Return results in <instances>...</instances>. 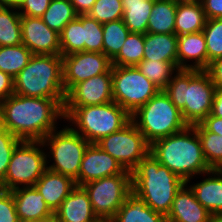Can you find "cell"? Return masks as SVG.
Segmentation results:
<instances>
[{"label": "cell", "instance_id": "obj_10", "mask_svg": "<svg viewBox=\"0 0 222 222\" xmlns=\"http://www.w3.org/2000/svg\"><path fill=\"white\" fill-rule=\"evenodd\" d=\"M159 91L136 66H112L113 101L130 115Z\"/></svg>", "mask_w": 222, "mask_h": 222}, {"label": "cell", "instance_id": "obj_44", "mask_svg": "<svg viewBox=\"0 0 222 222\" xmlns=\"http://www.w3.org/2000/svg\"><path fill=\"white\" fill-rule=\"evenodd\" d=\"M14 94L13 78L0 70V102Z\"/></svg>", "mask_w": 222, "mask_h": 222}, {"label": "cell", "instance_id": "obj_32", "mask_svg": "<svg viewBox=\"0 0 222 222\" xmlns=\"http://www.w3.org/2000/svg\"><path fill=\"white\" fill-rule=\"evenodd\" d=\"M136 67L160 90L166 88L173 75L179 70L173 63L156 60H142Z\"/></svg>", "mask_w": 222, "mask_h": 222}, {"label": "cell", "instance_id": "obj_28", "mask_svg": "<svg viewBox=\"0 0 222 222\" xmlns=\"http://www.w3.org/2000/svg\"><path fill=\"white\" fill-rule=\"evenodd\" d=\"M22 44L21 15L18 8L0 5V47Z\"/></svg>", "mask_w": 222, "mask_h": 222}, {"label": "cell", "instance_id": "obj_12", "mask_svg": "<svg viewBox=\"0 0 222 222\" xmlns=\"http://www.w3.org/2000/svg\"><path fill=\"white\" fill-rule=\"evenodd\" d=\"M96 144L129 172L150 152V145L132 121Z\"/></svg>", "mask_w": 222, "mask_h": 222}, {"label": "cell", "instance_id": "obj_11", "mask_svg": "<svg viewBox=\"0 0 222 222\" xmlns=\"http://www.w3.org/2000/svg\"><path fill=\"white\" fill-rule=\"evenodd\" d=\"M82 187L89 196L94 214L110 221L132 192L131 174H118L88 182Z\"/></svg>", "mask_w": 222, "mask_h": 222}, {"label": "cell", "instance_id": "obj_23", "mask_svg": "<svg viewBox=\"0 0 222 222\" xmlns=\"http://www.w3.org/2000/svg\"><path fill=\"white\" fill-rule=\"evenodd\" d=\"M178 38L175 33H145L143 60L165 61L178 68Z\"/></svg>", "mask_w": 222, "mask_h": 222}, {"label": "cell", "instance_id": "obj_34", "mask_svg": "<svg viewBox=\"0 0 222 222\" xmlns=\"http://www.w3.org/2000/svg\"><path fill=\"white\" fill-rule=\"evenodd\" d=\"M201 140L202 150L207 164L212 169L222 165V136L207 131L201 124L194 125Z\"/></svg>", "mask_w": 222, "mask_h": 222}, {"label": "cell", "instance_id": "obj_9", "mask_svg": "<svg viewBox=\"0 0 222 222\" xmlns=\"http://www.w3.org/2000/svg\"><path fill=\"white\" fill-rule=\"evenodd\" d=\"M42 141L22 140L12 154L1 189L32 187L47 169V155Z\"/></svg>", "mask_w": 222, "mask_h": 222}, {"label": "cell", "instance_id": "obj_50", "mask_svg": "<svg viewBox=\"0 0 222 222\" xmlns=\"http://www.w3.org/2000/svg\"><path fill=\"white\" fill-rule=\"evenodd\" d=\"M209 222H222V216H213Z\"/></svg>", "mask_w": 222, "mask_h": 222}, {"label": "cell", "instance_id": "obj_2", "mask_svg": "<svg viewBox=\"0 0 222 222\" xmlns=\"http://www.w3.org/2000/svg\"><path fill=\"white\" fill-rule=\"evenodd\" d=\"M150 152L161 165L166 166L184 182L191 181L212 168L205 159L201 140L194 126L156 140ZM195 175V176H194ZM199 175V176H198Z\"/></svg>", "mask_w": 222, "mask_h": 222}, {"label": "cell", "instance_id": "obj_29", "mask_svg": "<svg viewBox=\"0 0 222 222\" xmlns=\"http://www.w3.org/2000/svg\"><path fill=\"white\" fill-rule=\"evenodd\" d=\"M77 17L78 14L70 0H51L41 19L50 29L60 34L64 27Z\"/></svg>", "mask_w": 222, "mask_h": 222}, {"label": "cell", "instance_id": "obj_37", "mask_svg": "<svg viewBox=\"0 0 222 222\" xmlns=\"http://www.w3.org/2000/svg\"><path fill=\"white\" fill-rule=\"evenodd\" d=\"M77 18L84 25L85 51L103 53V24L87 14Z\"/></svg>", "mask_w": 222, "mask_h": 222}, {"label": "cell", "instance_id": "obj_16", "mask_svg": "<svg viewBox=\"0 0 222 222\" xmlns=\"http://www.w3.org/2000/svg\"><path fill=\"white\" fill-rule=\"evenodd\" d=\"M131 174L126 171L110 154L97 144H89L86 148L79 171V186L103 177Z\"/></svg>", "mask_w": 222, "mask_h": 222}, {"label": "cell", "instance_id": "obj_25", "mask_svg": "<svg viewBox=\"0 0 222 222\" xmlns=\"http://www.w3.org/2000/svg\"><path fill=\"white\" fill-rule=\"evenodd\" d=\"M111 222H167L166 217L152 210L133 191L119 208Z\"/></svg>", "mask_w": 222, "mask_h": 222}, {"label": "cell", "instance_id": "obj_33", "mask_svg": "<svg viewBox=\"0 0 222 222\" xmlns=\"http://www.w3.org/2000/svg\"><path fill=\"white\" fill-rule=\"evenodd\" d=\"M129 33L123 19L103 24V53L110 60L119 53Z\"/></svg>", "mask_w": 222, "mask_h": 222}, {"label": "cell", "instance_id": "obj_1", "mask_svg": "<svg viewBox=\"0 0 222 222\" xmlns=\"http://www.w3.org/2000/svg\"><path fill=\"white\" fill-rule=\"evenodd\" d=\"M65 99L26 97L13 94L0 102V126L20 140L42 141L65 119Z\"/></svg>", "mask_w": 222, "mask_h": 222}, {"label": "cell", "instance_id": "obj_8", "mask_svg": "<svg viewBox=\"0 0 222 222\" xmlns=\"http://www.w3.org/2000/svg\"><path fill=\"white\" fill-rule=\"evenodd\" d=\"M57 130L42 140L44 148L48 146L49 149V152H46L47 169L72 178L79 186L81 161L90 143L69 125ZM50 157L53 158L52 164L49 161Z\"/></svg>", "mask_w": 222, "mask_h": 222}, {"label": "cell", "instance_id": "obj_48", "mask_svg": "<svg viewBox=\"0 0 222 222\" xmlns=\"http://www.w3.org/2000/svg\"><path fill=\"white\" fill-rule=\"evenodd\" d=\"M23 0H0V5H10L17 7Z\"/></svg>", "mask_w": 222, "mask_h": 222}, {"label": "cell", "instance_id": "obj_22", "mask_svg": "<svg viewBox=\"0 0 222 222\" xmlns=\"http://www.w3.org/2000/svg\"><path fill=\"white\" fill-rule=\"evenodd\" d=\"M204 175L208 178L204 177V180L194 184L187 181L186 184L193 191L196 200L212 216H222V174L218 169H211Z\"/></svg>", "mask_w": 222, "mask_h": 222}, {"label": "cell", "instance_id": "obj_52", "mask_svg": "<svg viewBox=\"0 0 222 222\" xmlns=\"http://www.w3.org/2000/svg\"><path fill=\"white\" fill-rule=\"evenodd\" d=\"M218 170H219L220 173L222 174V165L218 168Z\"/></svg>", "mask_w": 222, "mask_h": 222}, {"label": "cell", "instance_id": "obj_40", "mask_svg": "<svg viewBox=\"0 0 222 222\" xmlns=\"http://www.w3.org/2000/svg\"><path fill=\"white\" fill-rule=\"evenodd\" d=\"M0 222H19L11 191L0 188Z\"/></svg>", "mask_w": 222, "mask_h": 222}, {"label": "cell", "instance_id": "obj_19", "mask_svg": "<svg viewBox=\"0 0 222 222\" xmlns=\"http://www.w3.org/2000/svg\"><path fill=\"white\" fill-rule=\"evenodd\" d=\"M34 187L42 194L50 210L55 213L76 187V182L68 176L46 169Z\"/></svg>", "mask_w": 222, "mask_h": 222}, {"label": "cell", "instance_id": "obj_27", "mask_svg": "<svg viewBox=\"0 0 222 222\" xmlns=\"http://www.w3.org/2000/svg\"><path fill=\"white\" fill-rule=\"evenodd\" d=\"M177 2L170 0H155L148 19V33H175V16Z\"/></svg>", "mask_w": 222, "mask_h": 222}, {"label": "cell", "instance_id": "obj_5", "mask_svg": "<svg viewBox=\"0 0 222 222\" xmlns=\"http://www.w3.org/2000/svg\"><path fill=\"white\" fill-rule=\"evenodd\" d=\"M13 80L17 95L65 99L62 55L33 54Z\"/></svg>", "mask_w": 222, "mask_h": 222}, {"label": "cell", "instance_id": "obj_35", "mask_svg": "<svg viewBox=\"0 0 222 222\" xmlns=\"http://www.w3.org/2000/svg\"><path fill=\"white\" fill-rule=\"evenodd\" d=\"M61 55L85 51L84 25L78 19L70 21L60 33Z\"/></svg>", "mask_w": 222, "mask_h": 222}, {"label": "cell", "instance_id": "obj_17", "mask_svg": "<svg viewBox=\"0 0 222 222\" xmlns=\"http://www.w3.org/2000/svg\"><path fill=\"white\" fill-rule=\"evenodd\" d=\"M213 216L195 198L193 191L185 183L176 193L167 222H209Z\"/></svg>", "mask_w": 222, "mask_h": 222}, {"label": "cell", "instance_id": "obj_21", "mask_svg": "<svg viewBox=\"0 0 222 222\" xmlns=\"http://www.w3.org/2000/svg\"><path fill=\"white\" fill-rule=\"evenodd\" d=\"M19 220L53 219L54 213L47 206L42 194L32 187L10 190Z\"/></svg>", "mask_w": 222, "mask_h": 222}, {"label": "cell", "instance_id": "obj_13", "mask_svg": "<svg viewBox=\"0 0 222 222\" xmlns=\"http://www.w3.org/2000/svg\"><path fill=\"white\" fill-rule=\"evenodd\" d=\"M62 60L65 93L93 76L112 73V62L104 53L80 51L62 56Z\"/></svg>", "mask_w": 222, "mask_h": 222}, {"label": "cell", "instance_id": "obj_26", "mask_svg": "<svg viewBox=\"0 0 222 222\" xmlns=\"http://www.w3.org/2000/svg\"><path fill=\"white\" fill-rule=\"evenodd\" d=\"M155 0H122L123 21L130 32L147 33L148 19Z\"/></svg>", "mask_w": 222, "mask_h": 222}, {"label": "cell", "instance_id": "obj_36", "mask_svg": "<svg viewBox=\"0 0 222 222\" xmlns=\"http://www.w3.org/2000/svg\"><path fill=\"white\" fill-rule=\"evenodd\" d=\"M202 32L206 39L209 65L211 61L222 58V18L207 19Z\"/></svg>", "mask_w": 222, "mask_h": 222}, {"label": "cell", "instance_id": "obj_41", "mask_svg": "<svg viewBox=\"0 0 222 222\" xmlns=\"http://www.w3.org/2000/svg\"><path fill=\"white\" fill-rule=\"evenodd\" d=\"M51 0H23L18 6V11L20 15L30 16V17H41Z\"/></svg>", "mask_w": 222, "mask_h": 222}, {"label": "cell", "instance_id": "obj_51", "mask_svg": "<svg viewBox=\"0 0 222 222\" xmlns=\"http://www.w3.org/2000/svg\"><path fill=\"white\" fill-rule=\"evenodd\" d=\"M170 1H175V2H187V1H191V0H170Z\"/></svg>", "mask_w": 222, "mask_h": 222}, {"label": "cell", "instance_id": "obj_45", "mask_svg": "<svg viewBox=\"0 0 222 222\" xmlns=\"http://www.w3.org/2000/svg\"><path fill=\"white\" fill-rule=\"evenodd\" d=\"M200 124L207 131L222 136V118L209 114Z\"/></svg>", "mask_w": 222, "mask_h": 222}, {"label": "cell", "instance_id": "obj_15", "mask_svg": "<svg viewBox=\"0 0 222 222\" xmlns=\"http://www.w3.org/2000/svg\"><path fill=\"white\" fill-rule=\"evenodd\" d=\"M22 44L32 54L61 55L60 34L50 29L41 17L21 15Z\"/></svg>", "mask_w": 222, "mask_h": 222}, {"label": "cell", "instance_id": "obj_38", "mask_svg": "<svg viewBox=\"0 0 222 222\" xmlns=\"http://www.w3.org/2000/svg\"><path fill=\"white\" fill-rule=\"evenodd\" d=\"M87 15L101 24L123 19L122 0H96Z\"/></svg>", "mask_w": 222, "mask_h": 222}, {"label": "cell", "instance_id": "obj_49", "mask_svg": "<svg viewBox=\"0 0 222 222\" xmlns=\"http://www.w3.org/2000/svg\"><path fill=\"white\" fill-rule=\"evenodd\" d=\"M19 222H56L55 219H44V220H19Z\"/></svg>", "mask_w": 222, "mask_h": 222}, {"label": "cell", "instance_id": "obj_31", "mask_svg": "<svg viewBox=\"0 0 222 222\" xmlns=\"http://www.w3.org/2000/svg\"><path fill=\"white\" fill-rule=\"evenodd\" d=\"M144 34L130 32L119 53L111 60L112 66H136L143 60Z\"/></svg>", "mask_w": 222, "mask_h": 222}, {"label": "cell", "instance_id": "obj_24", "mask_svg": "<svg viewBox=\"0 0 222 222\" xmlns=\"http://www.w3.org/2000/svg\"><path fill=\"white\" fill-rule=\"evenodd\" d=\"M206 20L200 0L177 2L175 16V34L177 36L201 32Z\"/></svg>", "mask_w": 222, "mask_h": 222}, {"label": "cell", "instance_id": "obj_7", "mask_svg": "<svg viewBox=\"0 0 222 222\" xmlns=\"http://www.w3.org/2000/svg\"><path fill=\"white\" fill-rule=\"evenodd\" d=\"M131 121L151 145L156 140L184 130L188 125L169 96L160 90L147 103L131 114Z\"/></svg>", "mask_w": 222, "mask_h": 222}, {"label": "cell", "instance_id": "obj_6", "mask_svg": "<svg viewBox=\"0 0 222 222\" xmlns=\"http://www.w3.org/2000/svg\"><path fill=\"white\" fill-rule=\"evenodd\" d=\"M65 120L89 143L96 144L107 135L121 130L131 121V115L112 101L103 105L74 107Z\"/></svg>", "mask_w": 222, "mask_h": 222}, {"label": "cell", "instance_id": "obj_47", "mask_svg": "<svg viewBox=\"0 0 222 222\" xmlns=\"http://www.w3.org/2000/svg\"><path fill=\"white\" fill-rule=\"evenodd\" d=\"M210 114L222 118V89L215 90Z\"/></svg>", "mask_w": 222, "mask_h": 222}, {"label": "cell", "instance_id": "obj_43", "mask_svg": "<svg viewBox=\"0 0 222 222\" xmlns=\"http://www.w3.org/2000/svg\"><path fill=\"white\" fill-rule=\"evenodd\" d=\"M207 19L222 18V0H200Z\"/></svg>", "mask_w": 222, "mask_h": 222}, {"label": "cell", "instance_id": "obj_18", "mask_svg": "<svg viewBox=\"0 0 222 222\" xmlns=\"http://www.w3.org/2000/svg\"><path fill=\"white\" fill-rule=\"evenodd\" d=\"M56 222H99L94 214L89 196L82 186H77L63 200L54 213Z\"/></svg>", "mask_w": 222, "mask_h": 222}, {"label": "cell", "instance_id": "obj_3", "mask_svg": "<svg viewBox=\"0 0 222 222\" xmlns=\"http://www.w3.org/2000/svg\"><path fill=\"white\" fill-rule=\"evenodd\" d=\"M215 86L205 70L179 69L164 92L188 126L200 124L212 110Z\"/></svg>", "mask_w": 222, "mask_h": 222}, {"label": "cell", "instance_id": "obj_20", "mask_svg": "<svg viewBox=\"0 0 222 222\" xmlns=\"http://www.w3.org/2000/svg\"><path fill=\"white\" fill-rule=\"evenodd\" d=\"M177 38L178 69L205 70L208 67V55L203 32L179 35ZM191 61L194 62L187 64Z\"/></svg>", "mask_w": 222, "mask_h": 222}, {"label": "cell", "instance_id": "obj_30", "mask_svg": "<svg viewBox=\"0 0 222 222\" xmlns=\"http://www.w3.org/2000/svg\"><path fill=\"white\" fill-rule=\"evenodd\" d=\"M32 52L24 45L0 47V70L12 78L28 64Z\"/></svg>", "mask_w": 222, "mask_h": 222}, {"label": "cell", "instance_id": "obj_42", "mask_svg": "<svg viewBox=\"0 0 222 222\" xmlns=\"http://www.w3.org/2000/svg\"><path fill=\"white\" fill-rule=\"evenodd\" d=\"M216 89H222V58L211 61L205 69Z\"/></svg>", "mask_w": 222, "mask_h": 222}, {"label": "cell", "instance_id": "obj_39", "mask_svg": "<svg viewBox=\"0 0 222 222\" xmlns=\"http://www.w3.org/2000/svg\"><path fill=\"white\" fill-rule=\"evenodd\" d=\"M19 138L0 126V184L5 178L8 164L15 147L21 142Z\"/></svg>", "mask_w": 222, "mask_h": 222}, {"label": "cell", "instance_id": "obj_14", "mask_svg": "<svg viewBox=\"0 0 222 222\" xmlns=\"http://www.w3.org/2000/svg\"><path fill=\"white\" fill-rule=\"evenodd\" d=\"M112 101V73H102L75 84L65 94L64 117L74 107L103 105Z\"/></svg>", "mask_w": 222, "mask_h": 222}, {"label": "cell", "instance_id": "obj_4", "mask_svg": "<svg viewBox=\"0 0 222 222\" xmlns=\"http://www.w3.org/2000/svg\"><path fill=\"white\" fill-rule=\"evenodd\" d=\"M132 191L155 212L169 214L174 197L186 183L149 152L131 172Z\"/></svg>", "mask_w": 222, "mask_h": 222}, {"label": "cell", "instance_id": "obj_46", "mask_svg": "<svg viewBox=\"0 0 222 222\" xmlns=\"http://www.w3.org/2000/svg\"><path fill=\"white\" fill-rule=\"evenodd\" d=\"M78 15H86L96 0H70Z\"/></svg>", "mask_w": 222, "mask_h": 222}]
</instances>
